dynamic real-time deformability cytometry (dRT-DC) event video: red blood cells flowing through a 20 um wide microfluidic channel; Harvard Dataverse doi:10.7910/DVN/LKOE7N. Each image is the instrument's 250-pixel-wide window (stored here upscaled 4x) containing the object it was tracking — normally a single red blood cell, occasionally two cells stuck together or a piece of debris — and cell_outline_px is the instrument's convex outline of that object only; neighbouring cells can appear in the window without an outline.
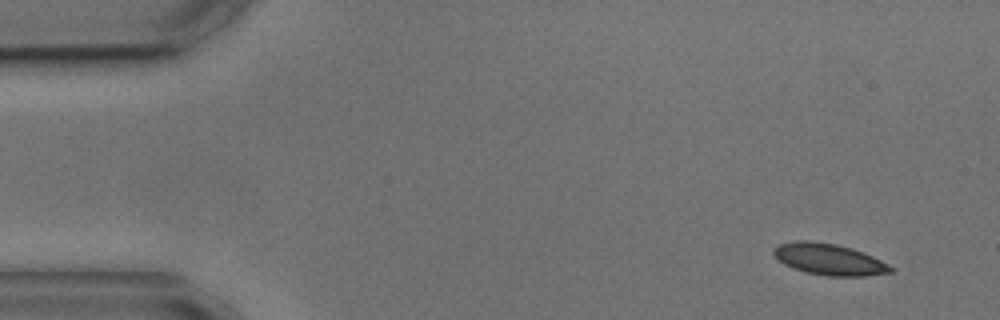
{"species": "common noctule bat (a hibernating species)", "species_latin": "Nyctalus noctula", "temperature_condition": "cold", "stored_images_in_passage": 4, "camera_frame_rate_fps": 3000, "um_per_image_px": 0.085, "animal": {"sex": "male", "body_mass_g": 17.9, "forearm_length_mm": 54.2}, "frame": {"image": 1, "passage_image": 1, "time_ms": 0.0, "image_size_px": [1000, 320], "cell_outline_px": [[892, 272], [868, 276], [828, 276], [804, 272], [792, 268], [784, 264], [772, 252], [772, 248], [780, 244], [796, 240], [812, 240], [836, 244], [852, 248], [872, 256], [888, 264], [892, 268]], "centroid_in_image_um": [70.45, 22.04], "position_along_channel_um": 14.6, "area_um2": 21.44}}
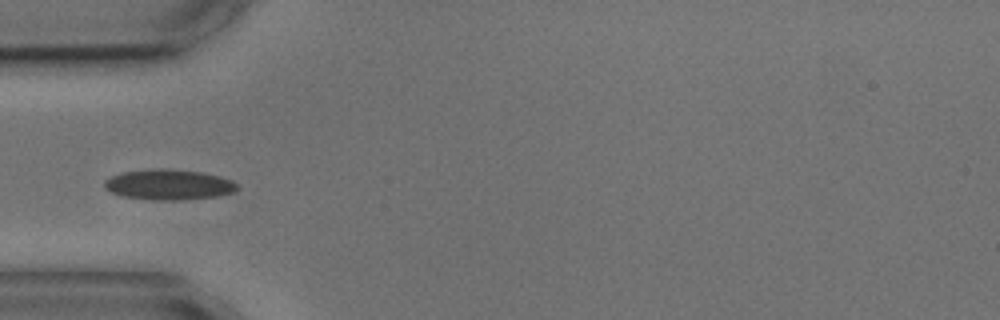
{"frame": {"image": 2, "passage_image": 4, "time_ms": 4.333, "image_size_px": [1000, 320], "cell_outline_px": [[236, 192], [216, 196], [184, 200], [160, 200], [124, 196], [112, 192], [104, 188], [104, 180], [120, 172], [152, 168], [168, 168], [200, 172], [220, 176], [232, 180], [236, 184]], "centroid_in_image_um": [14.34, 15.68], "position_along_channel_um": 70.7, "area_um2": 23.58}}